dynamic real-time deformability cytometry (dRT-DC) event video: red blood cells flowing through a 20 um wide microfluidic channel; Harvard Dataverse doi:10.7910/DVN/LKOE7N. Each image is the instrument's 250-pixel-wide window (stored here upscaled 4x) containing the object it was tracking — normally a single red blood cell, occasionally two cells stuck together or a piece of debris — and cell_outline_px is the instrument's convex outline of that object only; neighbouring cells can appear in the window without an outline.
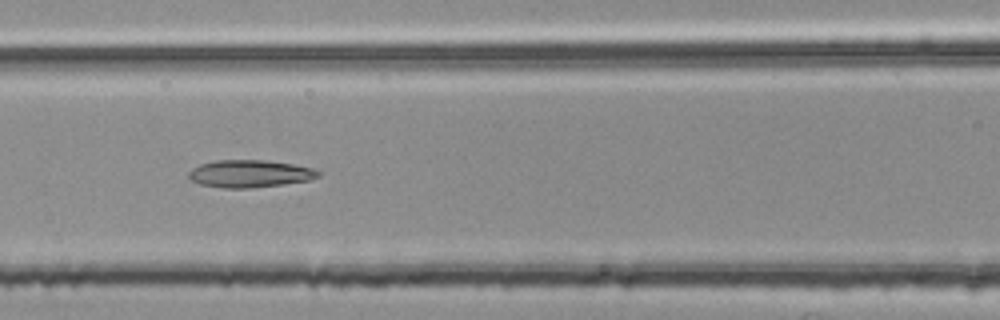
{"species": "common noctule bat (a hibernating species)", "species_latin": "Nyctalus noctula", "temperature_condition": "room temperature", "stored_images_in_passage": 51, "camera_frame_rate_fps": 3000, "um_per_image_px": 0.085, "animal": {"sex": "female", "body_mass_g": 25.1}, "frame": {"image": 1, "passage_image": 21, "time_ms": 6.667, "image_size_px": [1000, 320], "cell_outline_px": [[320, 176], [308, 180], [284, 184], [248, 188], [220, 188], [200, 184], [192, 180], [188, 176], [188, 172], [192, 168], [200, 164], [216, 160], [268, 160], [292, 164], [312, 168], [320, 172]], "centroid_in_image_um": [21.21, 14.76], "position_along_channel_um": 145.4, "area_um2": 20.69}}
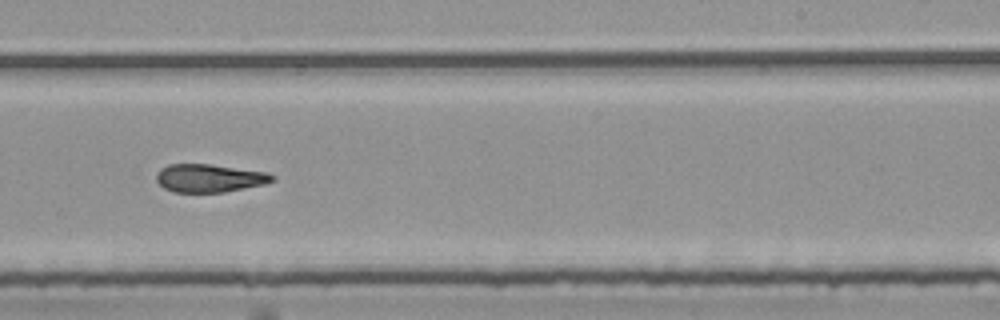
{"frame": {"image": 2, "passage_image": 31, "time_ms": 10.0, "image_size_px": [1000, 320], "cell_outline_px": [[276, 180], [264, 184], [224, 192], [172, 192], [164, 188], [156, 180], [156, 176], [160, 168], [168, 164], [212, 164], [264, 172], [276, 176]], "centroid_in_image_um": [17.78, 15.14], "position_along_channel_um": 271.2, "area_um2": 18.96}}
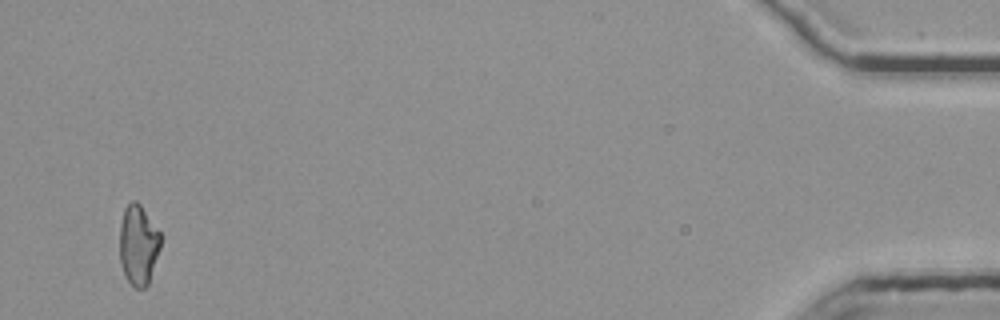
{"frame": {"image": 3, "passage_image": 50, "time_ms": 16.333, "image_size_px": [1000, 320], "cell_outline_px": [[164, 236], [148, 284], [144, 288], [136, 288], [124, 276], [120, 260], [120, 224], [124, 208], [132, 200], [136, 200], [140, 204]], "centroid_in_image_um": [11.78, 20.78], "position_along_channel_um": 423.4, "area_um2": 19.36}, "authors_computed_cell_mechanics": {"area_um2": 20.1144, "velocity_mm_per_s": 3.789, "shape_relaxation_time_tau1_ms": null, "shape_relaxation_time_tau2_ms": 2.1849, "deformation_change_tau1": null, "deformation_change_tau2": 0.1131}}